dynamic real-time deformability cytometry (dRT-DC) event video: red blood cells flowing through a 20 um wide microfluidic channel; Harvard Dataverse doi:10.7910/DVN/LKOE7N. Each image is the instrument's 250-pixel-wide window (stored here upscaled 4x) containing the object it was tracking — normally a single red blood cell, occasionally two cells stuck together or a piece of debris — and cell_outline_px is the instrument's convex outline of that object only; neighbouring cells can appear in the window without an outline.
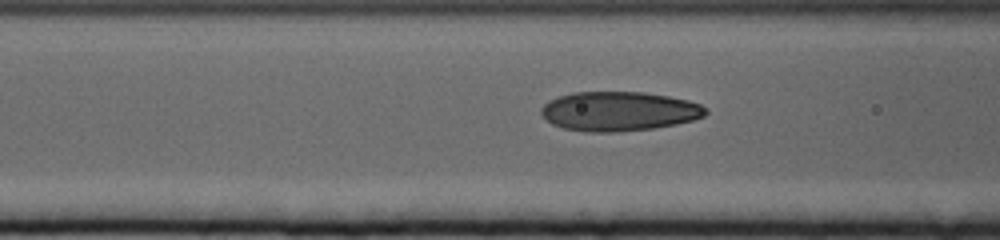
{"species": "human", "species_latin": "Homo sapiens", "temperature_condition": "cold", "stored_images_in_passage": 45, "camera_frame_rate_fps": 3000, "um_per_image_px": 0.085, "donor": {"sex": "female"}, "frame": {"image": 1, "passage_image": 20, "time_ms": 6.333, "image_size_px": [1000, 240], "cell_outline_px": [[708, 112], [704, 116], [692, 120], [676, 124], [652, 128], [616, 132], [588, 132], [564, 128], [552, 124], [540, 112], [540, 108], [548, 100], [572, 92], [644, 92], [668, 96], [688, 100], [700, 104], [708, 108]], "centroid_in_image_um": [52.61, 9.45], "position_along_channel_um": 114.0, "area_um2": 37.74}}
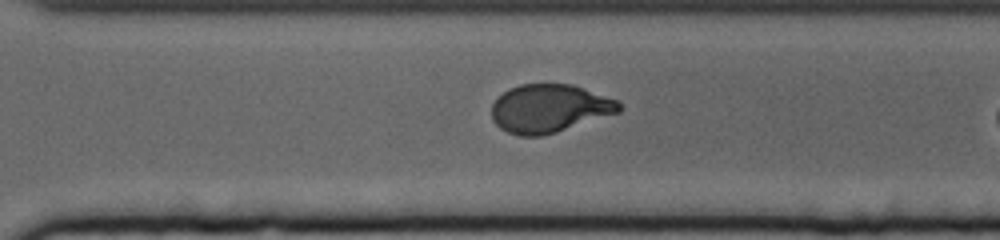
{"frame": {"image": 2, "passage_image": 39, "time_ms": 12.667, "image_size_px": [1000, 240], "cell_outline_px": [[620, 112], [556, 132], [540, 136], [520, 136], [508, 132], [500, 128], [492, 120], [492, 104], [508, 88], [520, 84], [572, 84], [620, 100]], "centroid_in_image_um": [46.71, 9.21], "position_along_channel_um": 323.9, "area_um2": 35.84}}
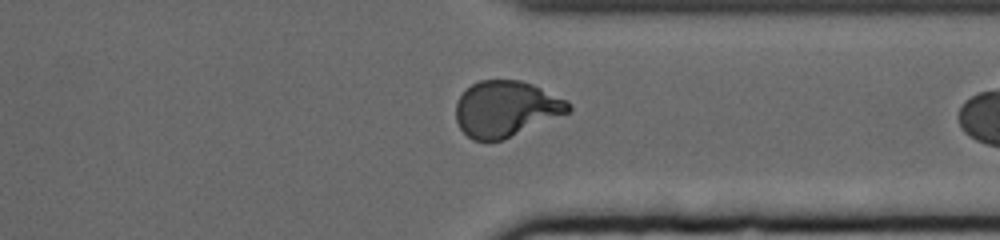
{"frame": {"image": 3, "passage_image": 43, "time_ms": 14.0, "image_size_px": [1000, 240], "cell_outline_px": [[572, 108], [568, 112], [504, 140], [472, 140], [460, 128], [456, 120], [456, 104], [460, 96], [472, 84], [480, 80], [520, 80], [532, 84], [568, 100], [572, 104]], "centroid_in_image_um": [43.01, 9.24], "position_along_channel_um": 368.4, "area_um2": 36.47}}